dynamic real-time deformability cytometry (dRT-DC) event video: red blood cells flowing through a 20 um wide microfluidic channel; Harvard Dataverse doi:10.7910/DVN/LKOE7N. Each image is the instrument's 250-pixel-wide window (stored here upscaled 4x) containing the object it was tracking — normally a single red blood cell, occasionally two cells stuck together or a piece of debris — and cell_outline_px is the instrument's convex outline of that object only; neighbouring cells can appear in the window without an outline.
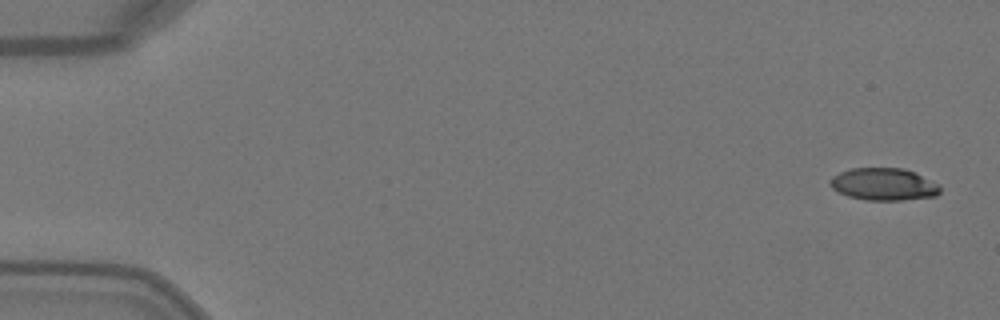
{"species": "Egyptian fruit bat (a non-hibernating species)", "species_latin": "Rousettus aegyptiacus", "temperature_condition": "warm", "stored_images_in_passage": 4, "camera_frame_rate_fps": 3000, "um_per_image_px": 0.085, "animal": {"sex": "female"}, "frame": {"image": 1, "passage_image": 1, "time_ms": 0.0, "image_size_px": [1000, 320], "cell_outline_px": [[940, 192], [936, 196], [904, 200], [864, 200], [848, 196], [836, 192], [828, 184], [828, 180], [832, 176], [840, 172], [852, 168], [904, 168], [940, 184]], "centroid_in_image_um": [75.08, 15.67], "position_along_channel_um": 9.9, "area_um2": 20.92}}
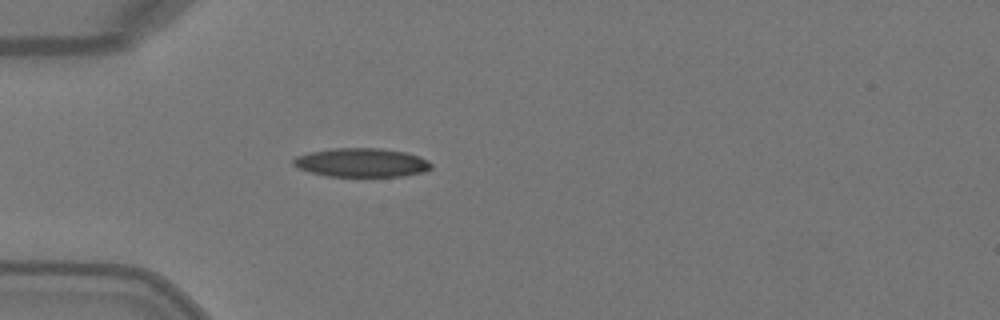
{"frame": {"image": 2, "passage_image": 4, "time_ms": 1.0, "image_size_px": [1000, 320], "cell_outline_px": [[432, 168], [424, 172], [404, 176], [328, 176], [308, 172], [296, 168], [292, 164], [292, 160], [296, 156], [308, 152], [332, 148], [380, 148], [404, 152], [420, 156], [428, 160], [432, 164]], "centroid_in_image_um": [30.71, 13.82], "position_along_channel_um": 54.3, "area_um2": 23.41}}